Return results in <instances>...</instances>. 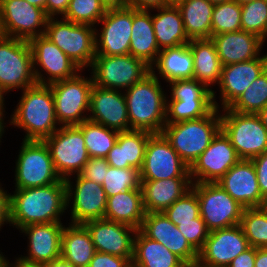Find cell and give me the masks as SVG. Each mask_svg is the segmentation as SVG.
Listing matches in <instances>:
<instances>
[{
  "mask_svg": "<svg viewBox=\"0 0 267 267\" xmlns=\"http://www.w3.org/2000/svg\"><path fill=\"white\" fill-rule=\"evenodd\" d=\"M10 226L62 222L67 209L65 179L44 187L15 189L10 193ZM12 224V225H11Z\"/></svg>",
  "mask_w": 267,
  "mask_h": 267,
  "instance_id": "1",
  "label": "cell"
},
{
  "mask_svg": "<svg viewBox=\"0 0 267 267\" xmlns=\"http://www.w3.org/2000/svg\"><path fill=\"white\" fill-rule=\"evenodd\" d=\"M22 92L9 125L23 129L26 134L22 140L44 141L60 128L51 87L35 84Z\"/></svg>",
  "mask_w": 267,
  "mask_h": 267,
  "instance_id": "2",
  "label": "cell"
},
{
  "mask_svg": "<svg viewBox=\"0 0 267 267\" xmlns=\"http://www.w3.org/2000/svg\"><path fill=\"white\" fill-rule=\"evenodd\" d=\"M160 79L150 72L124 91L130 130L161 134L166 124L167 96Z\"/></svg>",
  "mask_w": 267,
  "mask_h": 267,
  "instance_id": "3",
  "label": "cell"
},
{
  "mask_svg": "<svg viewBox=\"0 0 267 267\" xmlns=\"http://www.w3.org/2000/svg\"><path fill=\"white\" fill-rule=\"evenodd\" d=\"M219 111L215 107L202 118L165 124L161 134L189 168L221 130Z\"/></svg>",
  "mask_w": 267,
  "mask_h": 267,
  "instance_id": "4",
  "label": "cell"
},
{
  "mask_svg": "<svg viewBox=\"0 0 267 267\" xmlns=\"http://www.w3.org/2000/svg\"><path fill=\"white\" fill-rule=\"evenodd\" d=\"M57 18H48L45 36L81 70L90 67L96 56V27Z\"/></svg>",
  "mask_w": 267,
  "mask_h": 267,
  "instance_id": "5",
  "label": "cell"
},
{
  "mask_svg": "<svg viewBox=\"0 0 267 267\" xmlns=\"http://www.w3.org/2000/svg\"><path fill=\"white\" fill-rule=\"evenodd\" d=\"M222 112L221 130L240 159L251 160L267 150V129L257 114L234 112L229 108Z\"/></svg>",
  "mask_w": 267,
  "mask_h": 267,
  "instance_id": "6",
  "label": "cell"
},
{
  "mask_svg": "<svg viewBox=\"0 0 267 267\" xmlns=\"http://www.w3.org/2000/svg\"><path fill=\"white\" fill-rule=\"evenodd\" d=\"M21 144L15 162V189L44 187L61 180L44 141L23 140Z\"/></svg>",
  "mask_w": 267,
  "mask_h": 267,
  "instance_id": "7",
  "label": "cell"
},
{
  "mask_svg": "<svg viewBox=\"0 0 267 267\" xmlns=\"http://www.w3.org/2000/svg\"><path fill=\"white\" fill-rule=\"evenodd\" d=\"M89 69L94 85L119 91H126L151 72L149 65L131 54L96 55Z\"/></svg>",
  "mask_w": 267,
  "mask_h": 267,
  "instance_id": "8",
  "label": "cell"
},
{
  "mask_svg": "<svg viewBox=\"0 0 267 267\" xmlns=\"http://www.w3.org/2000/svg\"><path fill=\"white\" fill-rule=\"evenodd\" d=\"M37 84L29 41L0 36V86L22 91Z\"/></svg>",
  "mask_w": 267,
  "mask_h": 267,
  "instance_id": "9",
  "label": "cell"
},
{
  "mask_svg": "<svg viewBox=\"0 0 267 267\" xmlns=\"http://www.w3.org/2000/svg\"><path fill=\"white\" fill-rule=\"evenodd\" d=\"M79 72L75 77L50 84L55 113L60 126H72L88 120L92 77ZM85 115V116H84Z\"/></svg>",
  "mask_w": 267,
  "mask_h": 267,
  "instance_id": "10",
  "label": "cell"
},
{
  "mask_svg": "<svg viewBox=\"0 0 267 267\" xmlns=\"http://www.w3.org/2000/svg\"><path fill=\"white\" fill-rule=\"evenodd\" d=\"M197 194L199 211L211 232L240 224L244 207L235 201L217 182L192 183Z\"/></svg>",
  "mask_w": 267,
  "mask_h": 267,
  "instance_id": "11",
  "label": "cell"
},
{
  "mask_svg": "<svg viewBox=\"0 0 267 267\" xmlns=\"http://www.w3.org/2000/svg\"><path fill=\"white\" fill-rule=\"evenodd\" d=\"M48 146L54 168L61 179L79 174L90 158L83 132L76 126H60L44 140Z\"/></svg>",
  "mask_w": 267,
  "mask_h": 267,
  "instance_id": "12",
  "label": "cell"
},
{
  "mask_svg": "<svg viewBox=\"0 0 267 267\" xmlns=\"http://www.w3.org/2000/svg\"><path fill=\"white\" fill-rule=\"evenodd\" d=\"M48 18L43 9L26 0H0V26L4 36L30 41L45 35Z\"/></svg>",
  "mask_w": 267,
  "mask_h": 267,
  "instance_id": "13",
  "label": "cell"
},
{
  "mask_svg": "<svg viewBox=\"0 0 267 267\" xmlns=\"http://www.w3.org/2000/svg\"><path fill=\"white\" fill-rule=\"evenodd\" d=\"M29 44L32 50L33 69L37 84L50 85L57 81L71 79L79 72H83L45 35L32 38ZM42 72L48 76H44Z\"/></svg>",
  "mask_w": 267,
  "mask_h": 267,
  "instance_id": "14",
  "label": "cell"
},
{
  "mask_svg": "<svg viewBox=\"0 0 267 267\" xmlns=\"http://www.w3.org/2000/svg\"><path fill=\"white\" fill-rule=\"evenodd\" d=\"M75 176V182L71 181V177L65 179L67 209L72 204L70 223L83 224L89 220L103 219L107 206V196L103 187L80 174Z\"/></svg>",
  "mask_w": 267,
  "mask_h": 267,
  "instance_id": "15",
  "label": "cell"
},
{
  "mask_svg": "<svg viewBox=\"0 0 267 267\" xmlns=\"http://www.w3.org/2000/svg\"><path fill=\"white\" fill-rule=\"evenodd\" d=\"M190 177V168L162 134H153L147 142L141 180Z\"/></svg>",
  "mask_w": 267,
  "mask_h": 267,
  "instance_id": "16",
  "label": "cell"
},
{
  "mask_svg": "<svg viewBox=\"0 0 267 267\" xmlns=\"http://www.w3.org/2000/svg\"><path fill=\"white\" fill-rule=\"evenodd\" d=\"M133 7L107 9L104 17L98 22L102 28H96V55L130 54L132 34ZM99 38V39H98Z\"/></svg>",
  "mask_w": 267,
  "mask_h": 267,
  "instance_id": "17",
  "label": "cell"
},
{
  "mask_svg": "<svg viewBox=\"0 0 267 267\" xmlns=\"http://www.w3.org/2000/svg\"><path fill=\"white\" fill-rule=\"evenodd\" d=\"M240 158L222 130L190 167L192 183L217 182Z\"/></svg>",
  "mask_w": 267,
  "mask_h": 267,
  "instance_id": "18",
  "label": "cell"
},
{
  "mask_svg": "<svg viewBox=\"0 0 267 267\" xmlns=\"http://www.w3.org/2000/svg\"><path fill=\"white\" fill-rule=\"evenodd\" d=\"M250 247L240 225L211 231L199 252L202 267H227L240 253Z\"/></svg>",
  "mask_w": 267,
  "mask_h": 267,
  "instance_id": "19",
  "label": "cell"
},
{
  "mask_svg": "<svg viewBox=\"0 0 267 267\" xmlns=\"http://www.w3.org/2000/svg\"><path fill=\"white\" fill-rule=\"evenodd\" d=\"M83 225L90 233L96 251L132 261L136 228L105 218L89 220Z\"/></svg>",
  "mask_w": 267,
  "mask_h": 267,
  "instance_id": "20",
  "label": "cell"
},
{
  "mask_svg": "<svg viewBox=\"0 0 267 267\" xmlns=\"http://www.w3.org/2000/svg\"><path fill=\"white\" fill-rule=\"evenodd\" d=\"M89 112L88 120L94 123L119 132L130 130L124 91L122 93L94 85L90 94Z\"/></svg>",
  "mask_w": 267,
  "mask_h": 267,
  "instance_id": "21",
  "label": "cell"
},
{
  "mask_svg": "<svg viewBox=\"0 0 267 267\" xmlns=\"http://www.w3.org/2000/svg\"><path fill=\"white\" fill-rule=\"evenodd\" d=\"M139 230L149 239L166 246L187 265L198 262L199 253L189 244L178 227L163 212L146 213Z\"/></svg>",
  "mask_w": 267,
  "mask_h": 267,
  "instance_id": "22",
  "label": "cell"
},
{
  "mask_svg": "<svg viewBox=\"0 0 267 267\" xmlns=\"http://www.w3.org/2000/svg\"><path fill=\"white\" fill-rule=\"evenodd\" d=\"M267 69V54L246 62L222 67L220 81V108H229L243 92Z\"/></svg>",
  "mask_w": 267,
  "mask_h": 267,
  "instance_id": "23",
  "label": "cell"
},
{
  "mask_svg": "<svg viewBox=\"0 0 267 267\" xmlns=\"http://www.w3.org/2000/svg\"><path fill=\"white\" fill-rule=\"evenodd\" d=\"M217 183L244 208L265 205L252 160L240 159Z\"/></svg>",
  "mask_w": 267,
  "mask_h": 267,
  "instance_id": "24",
  "label": "cell"
},
{
  "mask_svg": "<svg viewBox=\"0 0 267 267\" xmlns=\"http://www.w3.org/2000/svg\"><path fill=\"white\" fill-rule=\"evenodd\" d=\"M62 222L30 224L20 229L28 238L27 256L21 255L15 261L45 264L61 257ZM23 256V257H22Z\"/></svg>",
  "mask_w": 267,
  "mask_h": 267,
  "instance_id": "25",
  "label": "cell"
},
{
  "mask_svg": "<svg viewBox=\"0 0 267 267\" xmlns=\"http://www.w3.org/2000/svg\"><path fill=\"white\" fill-rule=\"evenodd\" d=\"M222 66L250 61L260 56L263 43L259 36L239 30L211 37Z\"/></svg>",
  "mask_w": 267,
  "mask_h": 267,
  "instance_id": "26",
  "label": "cell"
},
{
  "mask_svg": "<svg viewBox=\"0 0 267 267\" xmlns=\"http://www.w3.org/2000/svg\"><path fill=\"white\" fill-rule=\"evenodd\" d=\"M192 187L190 177L161 180H141L143 205L146 213L164 212Z\"/></svg>",
  "mask_w": 267,
  "mask_h": 267,
  "instance_id": "27",
  "label": "cell"
},
{
  "mask_svg": "<svg viewBox=\"0 0 267 267\" xmlns=\"http://www.w3.org/2000/svg\"><path fill=\"white\" fill-rule=\"evenodd\" d=\"M153 134L144 130L119 132L116 143L108 152L106 160L111 167L141 170L148 139Z\"/></svg>",
  "mask_w": 267,
  "mask_h": 267,
  "instance_id": "28",
  "label": "cell"
},
{
  "mask_svg": "<svg viewBox=\"0 0 267 267\" xmlns=\"http://www.w3.org/2000/svg\"><path fill=\"white\" fill-rule=\"evenodd\" d=\"M142 189H131L107 197L104 218L139 230L145 217Z\"/></svg>",
  "mask_w": 267,
  "mask_h": 267,
  "instance_id": "29",
  "label": "cell"
},
{
  "mask_svg": "<svg viewBox=\"0 0 267 267\" xmlns=\"http://www.w3.org/2000/svg\"><path fill=\"white\" fill-rule=\"evenodd\" d=\"M160 51L152 24L151 12L133 8L130 54L143 60L151 67L156 62Z\"/></svg>",
  "mask_w": 267,
  "mask_h": 267,
  "instance_id": "30",
  "label": "cell"
},
{
  "mask_svg": "<svg viewBox=\"0 0 267 267\" xmlns=\"http://www.w3.org/2000/svg\"><path fill=\"white\" fill-rule=\"evenodd\" d=\"M150 68L156 78L161 77L166 83L177 79H192L194 71L192 52L188 44L162 49ZM158 74L160 75L157 76Z\"/></svg>",
  "mask_w": 267,
  "mask_h": 267,
  "instance_id": "31",
  "label": "cell"
},
{
  "mask_svg": "<svg viewBox=\"0 0 267 267\" xmlns=\"http://www.w3.org/2000/svg\"><path fill=\"white\" fill-rule=\"evenodd\" d=\"M150 11L158 12L157 14H151V17L160 50L189 43L190 39L185 32L182 15L178 7L166 6Z\"/></svg>",
  "mask_w": 267,
  "mask_h": 267,
  "instance_id": "32",
  "label": "cell"
},
{
  "mask_svg": "<svg viewBox=\"0 0 267 267\" xmlns=\"http://www.w3.org/2000/svg\"><path fill=\"white\" fill-rule=\"evenodd\" d=\"M132 267H187L188 265L163 244L137 230L134 238Z\"/></svg>",
  "mask_w": 267,
  "mask_h": 267,
  "instance_id": "33",
  "label": "cell"
},
{
  "mask_svg": "<svg viewBox=\"0 0 267 267\" xmlns=\"http://www.w3.org/2000/svg\"><path fill=\"white\" fill-rule=\"evenodd\" d=\"M188 46L193 55V79L212 90L211 85L220 81L223 67L214 42L211 39H192Z\"/></svg>",
  "mask_w": 267,
  "mask_h": 267,
  "instance_id": "34",
  "label": "cell"
},
{
  "mask_svg": "<svg viewBox=\"0 0 267 267\" xmlns=\"http://www.w3.org/2000/svg\"><path fill=\"white\" fill-rule=\"evenodd\" d=\"M96 250L83 224L69 223L61 235V257L75 267H88Z\"/></svg>",
  "mask_w": 267,
  "mask_h": 267,
  "instance_id": "35",
  "label": "cell"
},
{
  "mask_svg": "<svg viewBox=\"0 0 267 267\" xmlns=\"http://www.w3.org/2000/svg\"><path fill=\"white\" fill-rule=\"evenodd\" d=\"M215 4L207 0H185L178 6L190 40L211 39L212 12Z\"/></svg>",
  "mask_w": 267,
  "mask_h": 267,
  "instance_id": "36",
  "label": "cell"
},
{
  "mask_svg": "<svg viewBox=\"0 0 267 267\" xmlns=\"http://www.w3.org/2000/svg\"><path fill=\"white\" fill-rule=\"evenodd\" d=\"M84 135L85 146L90 157L106 158L116 143L119 131L90 120L76 125Z\"/></svg>",
  "mask_w": 267,
  "mask_h": 267,
  "instance_id": "37",
  "label": "cell"
},
{
  "mask_svg": "<svg viewBox=\"0 0 267 267\" xmlns=\"http://www.w3.org/2000/svg\"><path fill=\"white\" fill-rule=\"evenodd\" d=\"M249 245L254 248H267V208H244L239 224Z\"/></svg>",
  "mask_w": 267,
  "mask_h": 267,
  "instance_id": "38",
  "label": "cell"
},
{
  "mask_svg": "<svg viewBox=\"0 0 267 267\" xmlns=\"http://www.w3.org/2000/svg\"><path fill=\"white\" fill-rule=\"evenodd\" d=\"M171 99L167 101L182 102H214V106L219 109L216 102L214 90H210L205 84L195 79H177L169 82Z\"/></svg>",
  "mask_w": 267,
  "mask_h": 267,
  "instance_id": "39",
  "label": "cell"
},
{
  "mask_svg": "<svg viewBox=\"0 0 267 267\" xmlns=\"http://www.w3.org/2000/svg\"><path fill=\"white\" fill-rule=\"evenodd\" d=\"M267 106V69L229 107L239 113L257 114Z\"/></svg>",
  "mask_w": 267,
  "mask_h": 267,
  "instance_id": "40",
  "label": "cell"
},
{
  "mask_svg": "<svg viewBox=\"0 0 267 267\" xmlns=\"http://www.w3.org/2000/svg\"><path fill=\"white\" fill-rule=\"evenodd\" d=\"M241 6L236 1L217 3L212 12L211 37L241 30Z\"/></svg>",
  "mask_w": 267,
  "mask_h": 267,
  "instance_id": "41",
  "label": "cell"
},
{
  "mask_svg": "<svg viewBox=\"0 0 267 267\" xmlns=\"http://www.w3.org/2000/svg\"><path fill=\"white\" fill-rule=\"evenodd\" d=\"M102 187L107 197L123 191L141 189L140 170L131 168L108 167Z\"/></svg>",
  "mask_w": 267,
  "mask_h": 267,
  "instance_id": "42",
  "label": "cell"
},
{
  "mask_svg": "<svg viewBox=\"0 0 267 267\" xmlns=\"http://www.w3.org/2000/svg\"><path fill=\"white\" fill-rule=\"evenodd\" d=\"M106 7L101 0H70L62 18L78 24L95 25L106 14Z\"/></svg>",
  "mask_w": 267,
  "mask_h": 267,
  "instance_id": "43",
  "label": "cell"
},
{
  "mask_svg": "<svg viewBox=\"0 0 267 267\" xmlns=\"http://www.w3.org/2000/svg\"><path fill=\"white\" fill-rule=\"evenodd\" d=\"M241 30L267 39V0H255L241 6Z\"/></svg>",
  "mask_w": 267,
  "mask_h": 267,
  "instance_id": "44",
  "label": "cell"
},
{
  "mask_svg": "<svg viewBox=\"0 0 267 267\" xmlns=\"http://www.w3.org/2000/svg\"><path fill=\"white\" fill-rule=\"evenodd\" d=\"M214 108V102L167 101L166 124L199 119L208 115Z\"/></svg>",
  "mask_w": 267,
  "mask_h": 267,
  "instance_id": "45",
  "label": "cell"
},
{
  "mask_svg": "<svg viewBox=\"0 0 267 267\" xmlns=\"http://www.w3.org/2000/svg\"><path fill=\"white\" fill-rule=\"evenodd\" d=\"M176 226L180 223L194 222L200 216L199 201L191 188L163 212Z\"/></svg>",
  "mask_w": 267,
  "mask_h": 267,
  "instance_id": "46",
  "label": "cell"
},
{
  "mask_svg": "<svg viewBox=\"0 0 267 267\" xmlns=\"http://www.w3.org/2000/svg\"><path fill=\"white\" fill-rule=\"evenodd\" d=\"M177 227L189 244L199 253L210 233L201 216L194 219V222L180 223Z\"/></svg>",
  "mask_w": 267,
  "mask_h": 267,
  "instance_id": "47",
  "label": "cell"
},
{
  "mask_svg": "<svg viewBox=\"0 0 267 267\" xmlns=\"http://www.w3.org/2000/svg\"><path fill=\"white\" fill-rule=\"evenodd\" d=\"M108 167L106 158L90 157L79 174L83 178L102 186Z\"/></svg>",
  "mask_w": 267,
  "mask_h": 267,
  "instance_id": "48",
  "label": "cell"
},
{
  "mask_svg": "<svg viewBox=\"0 0 267 267\" xmlns=\"http://www.w3.org/2000/svg\"><path fill=\"white\" fill-rule=\"evenodd\" d=\"M88 267H132L127 258L96 251Z\"/></svg>",
  "mask_w": 267,
  "mask_h": 267,
  "instance_id": "49",
  "label": "cell"
},
{
  "mask_svg": "<svg viewBox=\"0 0 267 267\" xmlns=\"http://www.w3.org/2000/svg\"><path fill=\"white\" fill-rule=\"evenodd\" d=\"M256 171L260 193L267 198V150L251 159Z\"/></svg>",
  "mask_w": 267,
  "mask_h": 267,
  "instance_id": "50",
  "label": "cell"
},
{
  "mask_svg": "<svg viewBox=\"0 0 267 267\" xmlns=\"http://www.w3.org/2000/svg\"><path fill=\"white\" fill-rule=\"evenodd\" d=\"M255 248L250 246L234 258L227 267H254Z\"/></svg>",
  "mask_w": 267,
  "mask_h": 267,
  "instance_id": "51",
  "label": "cell"
},
{
  "mask_svg": "<svg viewBox=\"0 0 267 267\" xmlns=\"http://www.w3.org/2000/svg\"><path fill=\"white\" fill-rule=\"evenodd\" d=\"M0 183V230L3 225L9 224L10 226V193H7ZM5 190V191H4Z\"/></svg>",
  "mask_w": 267,
  "mask_h": 267,
  "instance_id": "52",
  "label": "cell"
},
{
  "mask_svg": "<svg viewBox=\"0 0 267 267\" xmlns=\"http://www.w3.org/2000/svg\"><path fill=\"white\" fill-rule=\"evenodd\" d=\"M69 1L70 0H47L46 15L48 17H62L67 11Z\"/></svg>",
  "mask_w": 267,
  "mask_h": 267,
  "instance_id": "53",
  "label": "cell"
},
{
  "mask_svg": "<svg viewBox=\"0 0 267 267\" xmlns=\"http://www.w3.org/2000/svg\"><path fill=\"white\" fill-rule=\"evenodd\" d=\"M129 6L137 10H154L165 6V0H129Z\"/></svg>",
  "mask_w": 267,
  "mask_h": 267,
  "instance_id": "54",
  "label": "cell"
},
{
  "mask_svg": "<svg viewBox=\"0 0 267 267\" xmlns=\"http://www.w3.org/2000/svg\"><path fill=\"white\" fill-rule=\"evenodd\" d=\"M254 267H267V248H255Z\"/></svg>",
  "mask_w": 267,
  "mask_h": 267,
  "instance_id": "55",
  "label": "cell"
},
{
  "mask_svg": "<svg viewBox=\"0 0 267 267\" xmlns=\"http://www.w3.org/2000/svg\"><path fill=\"white\" fill-rule=\"evenodd\" d=\"M106 9L124 8L129 6V0H101Z\"/></svg>",
  "mask_w": 267,
  "mask_h": 267,
  "instance_id": "56",
  "label": "cell"
},
{
  "mask_svg": "<svg viewBox=\"0 0 267 267\" xmlns=\"http://www.w3.org/2000/svg\"><path fill=\"white\" fill-rule=\"evenodd\" d=\"M45 266L46 267H75L62 257H59V258L54 259L48 263H45Z\"/></svg>",
  "mask_w": 267,
  "mask_h": 267,
  "instance_id": "57",
  "label": "cell"
},
{
  "mask_svg": "<svg viewBox=\"0 0 267 267\" xmlns=\"http://www.w3.org/2000/svg\"><path fill=\"white\" fill-rule=\"evenodd\" d=\"M11 267H46L45 264L30 263L27 261H14Z\"/></svg>",
  "mask_w": 267,
  "mask_h": 267,
  "instance_id": "58",
  "label": "cell"
},
{
  "mask_svg": "<svg viewBox=\"0 0 267 267\" xmlns=\"http://www.w3.org/2000/svg\"><path fill=\"white\" fill-rule=\"evenodd\" d=\"M5 110L4 109H0V144H1V139H2V136H3V134H4V132H5V124L6 123H4V118H5Z\"/></svg>",
  "mask_w": 267,
  "mask_h": 267,
  "instance_id": "59",
  "label": "cell"
},
{
  "mask_svg": "<svg viewBox=\"0 0 267 267\" xmlns=\"http://www.w3.org/2000/svg\"><path fill=\"white\" fill-rule=\"evenodd\" d=\"M257 115L259 116L263 126L267 129V106L261 109Z\"/></svg>",
  "mask_w": 267,
  "mask_h": 267,
  "instance_id": "60",
  "label": "cell"
},
{
  "mask_svg": "<svg viewBox=\"0 0 267 267\" xmlns=\"http://www.w3.org/2000/svg\"><path fill=\"white\" fill-rule=\"evenodd\" d=\"M26 1L29 2L33 6L43 9L46 13V1L47 0H26Z\"/></svg>",
  "mask_w": 267,
  "mask_h": 267,
  "instance_id": "61",
  "label": "cell"
},
{
  "mask_svg": "<svg viewBox=\"0 0 267 267\" xmlns=\"http://www.w3.org/2000/svg\"><path fill=\"white\" fill-rule=\"evenodd\" d=\"M0 267H11V263L0 251Z\"/></svg>",
  "mask_w": 267,
  "mask_h": 267,
  "instance_id": "62",
  "label": "cell"
},
{
  "mask_svg": "<svg viewBox=\"0 0 267 267\" xmlns=\"http://www.w3.org/2000/svg\"><path fill=\"white\" fill-rule=\"evenodd\" d=\"M185 0H165V6H173L178 7L182 4Z\"/></svg>",
  "mask_w": 267,
  "mask_h": 267,
  "instance_id": "63",
  "label": "cell"
},
{
  "mask_svg": "<svg viewBox=\"0 0 267 267\" xmlns=\"http://www.w3.org/2000/svg\"><path fill=\"white\" fill-rule=\"evenodd\" d=\"M6 92L4 91V89L0 86V109H5V98L4 95L6 96Z\"/></svg>",
  "mask_w": 267,
  "mask_h": 267,
  "instance_id": "64",
  "label": "cell"
},
{
  "mask_svg": "<svg viewBox=\"0 0 267 267\" xmlns=\"http://www.w3.org/2000/svg\"><path fill=\"white\" fill-rule=\"evenodd\" d=\"M233 1H236L240 6H242L244 4L250 3L255 0H233Z\"/></svg>",
  "mask_w": 267,
  "mask_h": 267,
  "instance_id": "65",
  "label": "cell"
},
{
  "mask_svg": "<svg viewBox=\"0 0 267 267\" xmlns=\"http://www.w3.org/2000/svg\"><path fill=\"white\" fill-rule=\"evenodd\" d=\"M213 4H217V3H222V2H228V1H231V0H207Z\"/></svg>",
  "mask_w": 267,
  "mask_h": 267,
  "instance_id": "66",
  "label": "cell"
},
{
  "mask_svg": "<svg viewBox=\"0 0 267 267\" xmlns=\"http://www.w3.org/2000/svg\"><path fill=\"white\" fill-rule=\"evenodd\" d=\"M187 267H202V266H200L198 263H196V264L188 265Z\"/></svg>",
  "mask_w": 267,
  "mask_h": 267,
  "instance_id": "67",
  "label": "cell"
},
{
  "mask_svg": "<svg viewBox=\"0 0 267 267\" xmlns=\"http://www.w3.org/2000/svg\"><path fill=\"white\" fill-rule=\"evenodd\" d=\"M3 34H2V31H1V26H0V36H2Z\"/></svg>",
  "mask_w": 267,
  "mask_h": 267,
  "instance_id": "68",
  "label": "cell"
},
{
  "mask_svg": "<svg viewBox=\"0 0 267 267\" xmlns=\"http://www.w3.org/2000/svg\"><path fill=\"white\" fill-rule=\"evenodd\" d=\"M264 206L267 208V198H266V202H265V205Z\"/></svg>",
  "mask_w": 267,
  "mask_h": 267,
  "instance_id": "69",
  "label": "cell"
}]
</instances>
